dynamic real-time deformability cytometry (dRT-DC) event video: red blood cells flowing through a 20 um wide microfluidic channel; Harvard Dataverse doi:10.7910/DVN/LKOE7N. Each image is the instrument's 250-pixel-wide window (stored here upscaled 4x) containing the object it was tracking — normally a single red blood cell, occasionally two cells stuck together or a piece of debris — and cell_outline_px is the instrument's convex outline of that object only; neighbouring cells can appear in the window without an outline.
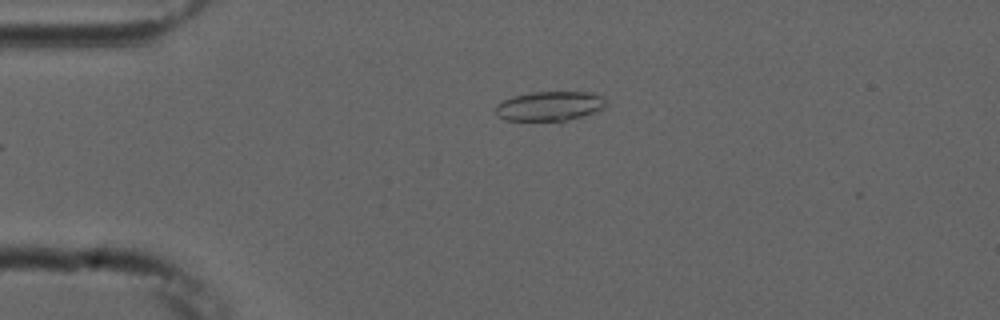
{"species": "common noctule bat (a hibernating species)", "species_latin": "Nyctalus noctula", "temperature_condition": "cold", "stored_images_in_passage": 5, "camera_frame_rate_fps": 3000, "um_per_image_px": 0.085, "animal": {"sex": "male", "forearm_length_mm": 52.5}, "frame": {"image": 1, "passage_image": 1, "time_ms": 0.0, "image_size_px": [1000, 320], "cell_outline_px": [[608, 104], [604, 108], [560, 124], [504, 120], [496, 116], [496, 104], [512, 96], [532, 92], [592, 92], [604, 96]], "centroid_in_image_um": [46.72, 9.07], "position_along_channel_um": 38.3, "area_um2": 20.06}}